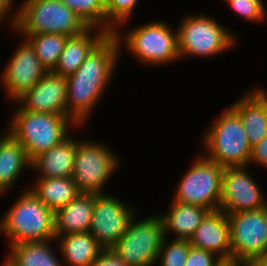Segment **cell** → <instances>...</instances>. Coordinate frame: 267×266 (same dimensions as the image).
I'll return each mask as SVG.
<instances>
[{
    "instance_id": "cell-1",
    "label": "cell",
    "mask_w": 267,
    "mask_h": 266,
    "mask_svg": "<svg viewBox=\"0 0 267 266\" xmlns=\"http://www.w3.org/2000/svg\"><path fill=\"white\" fill-rule=\"evenodd\" d=\"M114 33L107 34L67 79V116L81 126L89 119L114 78L121 49ZM87 119V120H86Z\"/></svg>"
},
{
    "instance_id": "cell-2",
    "label": "cell",
    "mask_w": 267,
    "mask_h": 266,
    "mask_svg": "<svg viewBox=\"0 0 267 266\" xmlns=\"http://www.w3.org/2000/svg\"><path fill=\"white\" fill-rule=\"evenodd\" d=\"M21 193L18 200L0 216V233L9 238L8 245L55 239V212L29 188Z\"/></svg>"
},
{
    "instance_id": "cell-3",
    "label": "cell",
    "mask_w": 267,
    "mask_h": 266,
    "mask_svg": "<svg viewBox=\"0 0 267 266\" xmlns=\"http://www.w3.org/2000/svg\"><path fill=\"white\" fill-rule=\"evenodd\" d=\"M10 27L21 36L56 33L74 36L88 28L83 20L60 0H25L9 15Z\"/></svg>"
},
{
    "instance_id": "cell-4",
    "label": "cell",
    "mask_w": 267,
    "mask_h": 266,
    "mask_svg": "<svg viewBox=\"0 0 267 266\" xmlns=\"http://www.w3.org/2000/svg\"><path fill=\"white\" fill-rule=\"evenodd\" d=\"M12 113L8 133L24 147L30 161L65 139L70 127L79 128L67 114L29 112L20 107Z\"/></svg>"
},
{
    "instance_id": "cell-5",
    "label": "cell",
    "mask_w": 267,
    "mask_h": 266,
    "mask_svg": "<svg viewBox=\"0 0 267 266\" xmlns=\"http://www.w3.org/2000/svg\"><path fill=\"white\" fill-rule=\"evenodd\" d=\"M209 126L201 140L202 154L224 168L248 166L252 147L239 115L229 106Z\"/></svg>"
},
{
    "instance_id": "cell-6",
    "label": "cell",
    "mask_w": 267,
    "mask_h": 266,
    "mask_svg": "<svg viewBox=\"0 0 267 266\" xmlns=\"http://www.w3.org/2000/svg\"><path fill=\"white\" fill-rule=\"evenodd\" d=\"M114 34L119 46L129 50L143 65L165 66L181 59L177 28L172 30L164 21L144 23L127 31L125 35L120 30H115Z\"/></svg>"
},
{
    "instance_id": "cell-7",
    "label": "cell",
    "mask_w": 267,
    "mask_h": 266,
    "mask_svg": "<svg viewBox=\"0 0 267 266\" xmlns=\"http://www.w3.org/2000/svg\"><path fill=\"white\" fill-rule=\"evenodd\" d=\"M180 58L214 57L235 47L236 36L217 20L205 15L190 14L182 19L177 29Z\"/></svg>"
},
{
    "instance_id": "cell-8",
    "label": "cell",
    "mask_w": 267,
    "mask_h": 266,
    "mask_svg": "<svg viewBox=\"0 0 267 266\" xmlns=\"http://www.w3.org/2000/svg\"><path fill=\"white\" fill-rule=\"evenodd\" d=\"M199 155L178 181L172 200L216 211L221 200L224 167L204 154Z\"/></svg>"
},
{
    "instance_id": "cell-9",
    "label": "cell",
    "mask_w": 267,
    "mask_h": 266,
    "mask_svg": "<svg viewBox=\"0 0 267 266\" xmlns=\"http://www.w3.org/2000/svg\"><path fill=\"white\" fill-rule=\"evenodd\" d=\"M85 140L78 138L72 180L81 193H104L108 180L120 169L121 159L109 145Z\"/></svg>"
},
{
    "instance_id": "cell-10",
    "label": "cell",
    "mask_w": 267,
    "mask_h": 266,
    "mask_svg": "<svg viewBox=\"0 0 267 266\" xmlns=\"http://www.w3.org/2000/svg\"><path fill=\"white\" fill-rule=\"evenodd\" d=\"M164 239L159 215L143 218L134 216L120 240L111 248L128 266H155Z\"/></svg>"
},
{
    "instance_id": "cell-11",
    "label": "cell",
    "mask_w": 267,
    "mask_h": 266,
    "mask_svg": "<svg viewBox=\"0 0 267 266\" xmlns=\"http://www.w3.org/2000/svg\"><path fill=\"white\" fill-rule=\"evenodd\" d=\"M231 235V262L246 265L267 253V206L227 214Z\"/></svg>"
},
{
    "instance_id": "cell-12",
    "label": "cell",
    "mask_w": 267,
    "mask_h": 266,
    "mask_svg": "<svg viewBox=\"0 0 267 266\" xmlns=\"http://www.w3.org/2000/svg\"><path fill=\"white\" fill-rule=\"evenodd\" d=\"M131 204L107 193L95 194L91 225L88 232L103 249H111L136 216Z\"/></svg>"
},
{
    "instance_id": "cell-13",
    "label": "cell",
    "mask_w": 267,
    "mask_h": 266,
    "mask_svg": "<svg viewBox=\"0 0 267 266\" xmlns=\"http://www.w3.org/2000/svg\"><path fill=\"white\" fill-rule=\"evenodd\" d=\"M0 77V85L8 100L16 102L48 71L40 63L33 47L24 38L10 57Z\"/></svg>"
},
{
    "instance_id": "cell-14",
    "label": "cell",
    "mask_w": 267,
    "mask_h": 266,
    "mask_svg": "<svg viewBox=\"0 0 267 266\" xmlns=\"http://www.w3.org/2000/svg\"><path fill=\"white\" fill-rule=\"evenodd\" d=\"M247 169V166L224 168L219 210L226 214L254 211L267 206L266 196Z\"/></svg>"
},
{
    "instance_id": "cell-15",
    "label": "cell",
    "mask_w": 267,
    "mask_h": 266,
    "mask_svg": "<svg viewBox=\"0 0 267 266\" xmlns=\"http://www.w3.org/2000/svg\"><path fill=\"white\" fill-rule=\"evenodd\" d=\"M16 103L29 112L67 114V79L48 71Z\"/></svg>"
},
{
    "instance_id": "cell-16",
    "label": "cell",
    "mask_w": 267,
    "mask_h": 266,
    "mask_svg": "<svg viewBox=\"0 0 267 266\" xmlns=\"http://www.w3.org/2000/svg\"><path fill=\"white\" fill-rule=\"evenodd\" d=\"M189 241L192 247L214 253L223 262H231L230 223L225 212L210 211Z\"/></svg>"
},
{
    "instance_id": "cell-17",
    "label": "cell",
    "mask_w": 267,
    "mask_h": 266,
    "mask_svg": "<svg viewBox=\"0 0 267 266\" xmlns=\"http://www.w3.org/2000/svg\"><path fill=\"white\" fill-rule=\"evenodd\" d=\"M242 96L230 107L239 115L248 142L253 147L267 135V92L256 87Z\"/></svg>"
},
{
    "instance_id": "cell-18",
    "label": "cell",
    "mask_w": 267,
    "mask_h": 266,
    "mask_svg": "<svg viewBox=\"0 0 267 266\" xmlns=\"http://www.w3.org/2000/svg\"><path fill=\"white\" fill-rule=\"evenodd\" d=\"M69 134L56 146L39 154L31 161V169L38 178L72 177L78 139Z\"/></svg>"
},
{
    "instance_id": "cell-19",
    "label": "cell",
    "mask_w": 267,
    "mask_h": 266,
    "mask_svg": "<svg viewBox=\"0 0 267 266\" xmlns=\"http://www.w3.org/2000/svg\"><path fill=\"white\" fill-rule=\"evenodd\" d=\"M107 34L103 29L88 27L80 34L69 36L53 72L65 77L74 74L88 54Z\"/></svg>"
},
{
    "instance_id": "cell-20",
    "label": "cell",
    "mask_w": 267,
    "mask_h": 266,
    "mask_svg": "<svg viewBox=\"0 0 267 266\" xmlns=\"http://www.w3.org/2000/svg\"><path fill=\"white\" fill-rule=\"evenodd\" d=\"M95 194L80 193L55 211V236L88 232L93 215Z\"/></svg>"
},
{
    "instance_id": "cell-21",
    "label": "cell",
    "mask_w": 267,
    "mask_h": 266,
    "mask_svg": "<svg viewBox=\"0 0 267 266\" xmlns=\"http://www.w3.org/2000/svg\"><path fill=\"white\" fill-rule=\"evenodd\" d=\"M169 212L159 214L164 230V237L169 233L176 235L173 239L189 240L199 227L204 217L210 212L200 206L172 201Z\"/></svg>"
},
{
    "instance_id": "cell-22",
    "label": "cell",
    "mask_w": 267,
    "mask_h": 266,
    "mask_svg": "<svg viewBox=\"0 0 267 266\" xmlns=\"http://www.w3.org/2000/svg\"><path fill=\"white\" fill-rule=\"evenodd\" d=\"M31 168L24 147L9 133L0 141V198L12 189L24 168Z\"/></svg>"
},
{
    "instance_id": "cell-23",
    "label": "cell",
    "mask_w": 267,
    "mask_h": 266,
    "mask_svg": "<svg viewBox=\"0 0 267 266\" xmlns=\"http://www.w3.org/2000/svg\"><path fill=\"white\" fill-rule=\"evenodd\" d=\"M59 254L67 266H90L103 248L89 232L55 236Z\"/></svg>"
},
{
    "instance_id": "cell-24",
    "label": "cell",
    "mask_w": 267,
    "mask_h": 266,
    "mask_svg": "<svg viewBox=\"0 0 267 266\" xmlns=\"http://www.w3.org/2000/svg\"><path fill=\"white\" fill-rule=\"evenodd\" d=\"M35 180V184H31L28 188L54 212L81 193L72 177L37 178Z\"/></svg>"
},
{
    "instance_id": "cell-25",
    "label": "cell",
    "mask_w": 267,
    "mask_h": 266,
    "mask_svg": "<svg viewBox=\"0 0 267 266\" xmlns=\"http://www.w3.org/2000/svg\"><path fill=\"white\" fill-rule=\"evenodd\" d=\"M51 239L44 242H26L9 245V254L5 256L14 266H64L52 250ZM51 242V243H50Z\"/></svg>"
},
{
    "instance_id": "cell-26",
    "label": "cell",
    "mask_w": 267,
    "mask_h": 266,
    "mask_svg": "<svg viewBox=\"0 0 267 266\" xmlns=\"http://www.w3.org/2000/svg\"><path fill=\"white\" fill-rule=\"evenodd\" d=\"M33 47L40 63L53 71L56 67L68 36L64 34L46 33L24 36Z\"/></svg>"
},
{
    "instance_id": "cell-27",
    "label": "cell",
    "mask_w": 267,
    "mask_h": 266,
    "mask_svg": "<svg viewBox=\"0 0 267 266\" xmlns=\"http://www.w3.org/2000/svg\"><path fill=\"white\" fill-rule=\"evenodd\" d=\"M72 9L88 27H96L106 31L105 0H60Z\"/></svg>"
},
{
    "instance_id": "cell-28",
    "label": "cell",
    "mask_w": 267,
    "mask_h": 266,
    "mask_svg": "<svg viewBox=\"0 0 267 266\" xmlns=\"http://www.w3.org/2000/svg\"><path fill=\"white\" fill-rule=\"evenodd\" d=\"M106 1V32L114 33L121 30L130 19L139 0H105ZM125 23V24H124ZM122 25V26H121Z\"/></svg>"
},
{
    "instance_id": "cell-29",
    "label": "cell",
    "mask_w": 267,
    "mask_h": 266,
    "mask_svg": "<svg viewBox=\"0 0 267 266\" xmlns=\"http://www.w3.org/2000/svg\"><path fill=\"white\" fill-rule=\"evenodd\" d=\"M164 237L157 262L160 266H185L189 251L190 241L172 239L171 242ZM168 244V245H167Z\"/></svg>"
},
{
    "instance_id": "cell-30",
    "label": "cell",
    "mask_w": 267,
    "mask_h": 266,
    "mask_svg": "<svg viewBox=\"0 0 267 266\" xmlns=\"http://www.w3.org/2000/svg\"><path fill=\"white\" fill-rule=\"evenodd\" d=\"M231 11L250 22H264L267 11L264 0H228Z\"/></svg>"
},
{
    "instance_id": "cell-31",
    "label": "cell",
    "mask_w": 267,
    "mask_h": 266,
    "mask_svg": "<svg viewBox=\"0 0 267 266\" xmlns=\"http://www.w3.org/2000/svg\"><path fill=\"white\" fill-rule=\"evenodd\" d=\"M222 263L214 253L190 246L185 266H220Z\"/></svg>"
},
{
    "instance_id": "cell-32",
    "label": "cell",
    "mask_w": 267,
    "mask_h": 266,
    "mask_svg": "<svg viewBox=\"0 0 267 266\" xmlns=\"http://www.w3.org/2000/svg\"><path fill=\"white\" fill-rule=\"evenodd\" d=\"M90 266H128L112 249H103Z\"/></svg>"
},
{
    "instance_id": "cell-33",
    "label": "cell",
    "mask_w": 267,
    "mask_h": 266,
    "mask_svg": "<svg viewBox=\"0 0 267 266\" xmlns=\"http://www.w3.org/2000/svg\"><path fill=\"white\" fill-rule=\"evenodd\" d=\"M252 163L253 165L257 164L259 167H264L267 170V135L252 147L248 167Z\"/></svg>"
},
{
    "instance_id": "cell-34",
    "label": "cell",
    "mask_w": 267,
    "mask_h": 266,
    "mask_svg": "<svg viewBox=\"0 0 267 266\" xmlns=\"http://www.w3.org/2000/svg\"><path fill=\"white\" fill-rule=\"evenodd\" d=\"M15 1L14 0H0V25L1 22L5 23V19L8 18L10 12H12V8L14 6Z\"/></svg>"
},
{
    "instance_id": "cell-35",
    "label": "cell",
    "mask_w": 267,
    "mask_h": 266,
    "mask_svg": "<svg viewBox=\"0 0 267 266\" xmlns=\"http://www.w3.org/2000/svg\"><path fill=\"white\" fill-rule=\"evenodd\" d=\"M246 266H267V253L261 257L250 260Z\"/></svg>"
},
{
    "instance_id": "cell-36",
    "label": "cell",
    "mask_w": 267,
    "mask_h": 266,
    "mask_svg": "<svg viewBox=\"0 0 267 266\" xmlns=\"http://www.w3.org/2000/svg\"><path fill=\"white\" fill-rule=\"evenodd\" d=\"M220 266H245L241 263H235V262H223Z\"/></svg>"
},
{
    "instance_id": "cell-37",
    "label": "cell",
    "mask_w": 267,
    "mask_h": 266,
    "mask_svg": "<svg viewBox=\"0 0 267 266\" xmlns=\"http://www.w3.org/2000/svg\"><path fill=\"white\" fill-rule=\"evenodd\" d=\"M4 262H2L1 266H14L12 262H10L7 258L5 260H3Z\"/></svg>"
},
{
    "instance_id": "cell-38",
    "label": "cell",
    "mask_w": 267,
    "mask_h": 266,
    "mask_svg": "<svg viewBox=\"0 0 267 266\" xmlns=\"http://www.w3.org/2000/svg\"><path fill=\"white\" fill-rule=\"evenodd\" d=\"M7 130V131H6ZM2 135H0V141L8 134V129H6Z\"/></svg>"
}]
</instances>
